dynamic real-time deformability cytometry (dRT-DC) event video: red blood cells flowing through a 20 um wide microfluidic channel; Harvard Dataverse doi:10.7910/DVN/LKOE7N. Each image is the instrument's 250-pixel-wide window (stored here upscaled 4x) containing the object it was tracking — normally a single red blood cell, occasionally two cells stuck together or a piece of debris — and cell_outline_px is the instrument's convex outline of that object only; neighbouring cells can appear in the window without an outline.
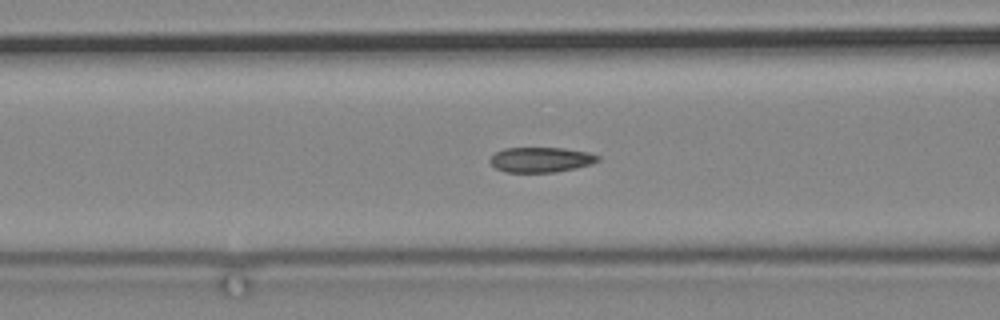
{"species": "common noctule bat (a hibernating species)", "species_latin": "Nyctalus noctula", "temperature_condition": "cold", "stored_images_in_passage": 82, "camera_frame_rate_fps": 3000, "um_per_image_px": 0.085, "animal": {"sex": "male", "body_mass_g": 19.2, "forearm_length_mm": 51.8}, "frame": {"image": 1, "passage_image": 44, "time_ms": 14.333, "image_size_px": [1000, 320], "cell_outline_px": [[600, 160], [592, 164], [576, 168], [556, 172], [504, 172], [496, 168], [488, 160], [496, 152], [504, 148], [564, 148], [588, 152], [600, 156]], "centroid_in_image_um": [46.0, 13.57], "position_along_channel_um": 120.6, "area_um2": 15.84}}
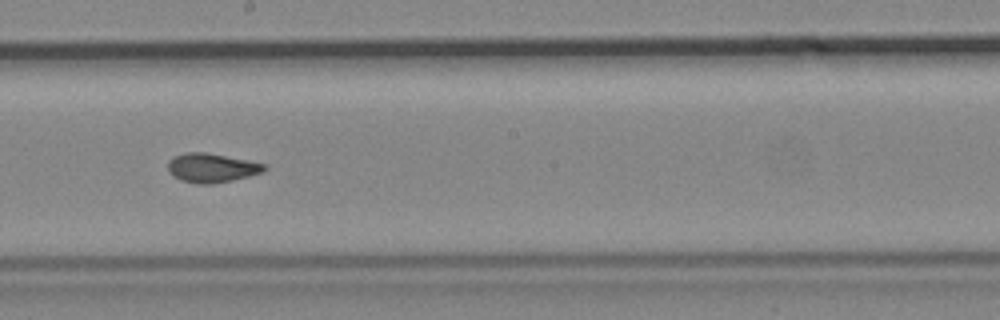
{"frame": {"image": 2, "passage_image": 54, "time_ms": 17.667, "image_size_px": [1000, 320], "cell_outline_px": [[268, 168], [260, 172], [248, 176], [232, 180], [212, 184], [196, 184], [180, 180], [168, 172], [168, 160], [172, 156], [184, 152], [204, 152], [248, 160], [268, 164]], "centroid_in_image_um": [17.96, 14.26], "position_along_channel_um": 230.2, "area_um2": 16.47}}
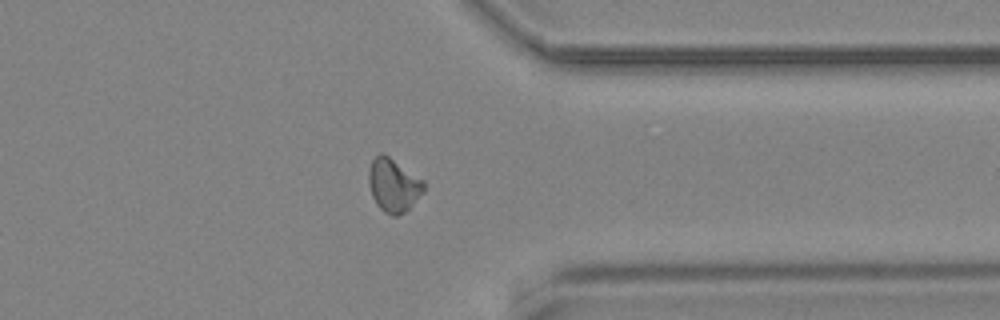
{"frame": {"image": 3, "passage_image": 68, "time_ms": 22.333, "image_size_px": [1000, 320], "cell_outline_px": [[424, 192], [404, 212], [396, 216], [392, 216], [384, 212], [376, 204], [372, 196], [368, 184], [368, 168], [372, 160], [380, 152], [384, 152], [424, 180]], "centroid_in_image_um": [33.42, 15.71], "position_along_channel_um": 378.0, "area_um2": 17.34}}